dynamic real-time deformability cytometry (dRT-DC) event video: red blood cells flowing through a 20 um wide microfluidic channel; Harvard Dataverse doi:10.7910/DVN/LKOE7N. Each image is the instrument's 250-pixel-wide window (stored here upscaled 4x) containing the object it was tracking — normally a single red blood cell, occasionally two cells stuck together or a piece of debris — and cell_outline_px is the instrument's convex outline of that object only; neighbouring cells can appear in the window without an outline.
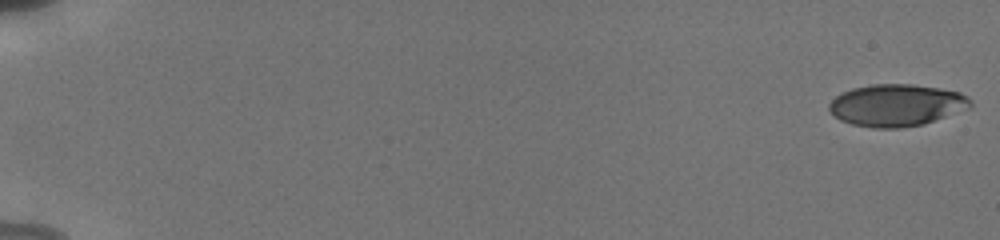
{"species": "human", "species_latin": "Homo sapiens", "temperature_condition": "cold", "stored_images_in_passage": 8, "camera_frame_rate_fps": 3000, "um_per_image_px": 0.085, "donor": {"sex": "male"}, "frame": {"image": 1, "passage_image": 1, "time_ms": 0.0, "image_size_px": [1000, 240], "cell_outline_px": [[972, 104], [968, 108], [924, 124], [900, 128], [872, 128], [852, 124], [840, 120], [828, 108], [828, 104], [840, 92], [852, 88], [872, 84], [912, 84], [940, 88], [960, 92], [968, 96], [972, 100]], "centroid_in_image_um": [76.2, 8.93], "position_along_channel_um": 8.8, "area_um2": 34.68}}
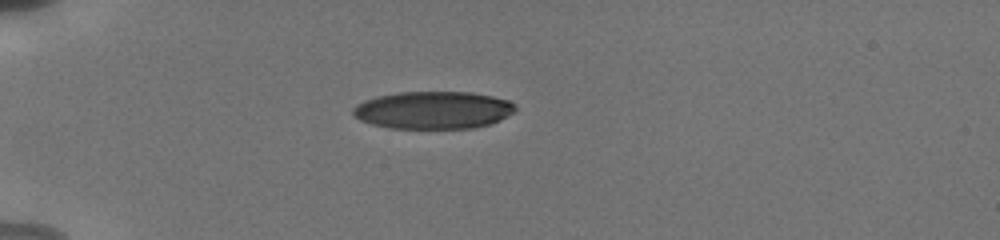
{"frame": {"image": 2, "passage_image": 6, "time_ms": 5.333, "image_size_px": [1000, 240], "cell_outline_px": [[516, 112], [500, 120], [488, 124], [472, 128], [388, 128], [372, 124], [360, 120], [352, 112], [352, 108], [356, 104], [364, 100], [376, 96], [400, 92], [472, 92], [492, 96], [508, 100], [516, 104]], "centroid_in_image_um": [36.83, 9.35], "position_along_channel_um": 48.2, "area_um2": 35.66}}
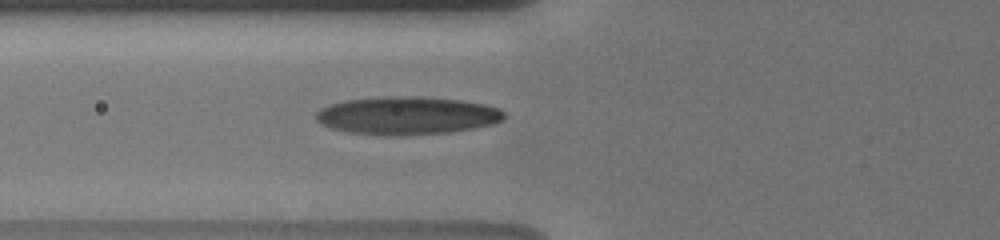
{"frame": {"image": 3, "passage_image": 8, "time_ms": 7.333, "image_size_px": [1000, 240], "cell_outline_px": [[504, 120], [492, 124], [472, 128], [448, 132], [392, 136], [388, 136], [348, 132], [332, 128], [320, 124], [316, 120], [316, 112], [320, 108], [328, 104], [344, 100], [384, 96], [420, 96], [460, 100], [484, 104], [500, 108], [504, 112]], "centroid_in_image_um": [34.56, 9.81], "position_along_channel_um": 91.2, "area_um2": 41.85}}